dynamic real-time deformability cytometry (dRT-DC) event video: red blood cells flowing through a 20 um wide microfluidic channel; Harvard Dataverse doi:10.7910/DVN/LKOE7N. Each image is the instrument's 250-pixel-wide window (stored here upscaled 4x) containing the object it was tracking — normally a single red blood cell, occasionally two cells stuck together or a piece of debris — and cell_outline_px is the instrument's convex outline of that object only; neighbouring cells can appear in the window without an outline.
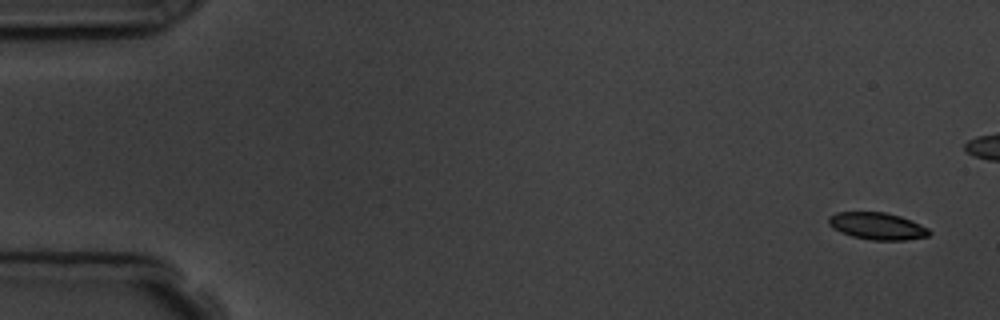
{"species": "common noctule bat (a hibernating species)", "species_latin": "Nyctalus noctula", "temperature_condition": "room temperature", "stored_images_in_passage": 5, "camera_frame_rate_fps": 3000, "um_per_image_px": 0.085, "animal": {"sex": "male", "body_mass_g": 19.5, "forearm_length_mm": 54.6}, "frame": {"image": 1, "passage_image": 1, "time_ms": 0.0, "image_size_px": [1000, 320], "cell_outline_px": [[932, 232], [928, 236], [904, 240], [872, 240], [852, 236], [840, 232], [832, 228], [828, 224], [828, 216], [836, 212], [884, 212], [900, 216], [920, 224], [928, 228]], "centroid_in_image_um": [74.54, 19.21], "position_along_channel_um": 10.5, "area_um2": 15.9}}